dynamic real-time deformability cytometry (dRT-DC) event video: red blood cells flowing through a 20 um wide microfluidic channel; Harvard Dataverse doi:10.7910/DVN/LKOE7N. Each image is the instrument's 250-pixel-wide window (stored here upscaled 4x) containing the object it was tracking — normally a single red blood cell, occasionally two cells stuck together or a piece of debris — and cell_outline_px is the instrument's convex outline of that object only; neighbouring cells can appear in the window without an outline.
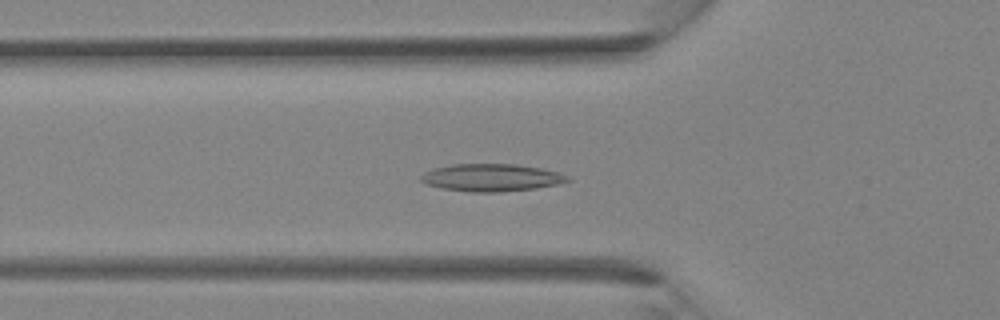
{"species": "Egyptian fruit bat (a non-hibernating species)", "species_latin": "Rousettus aegyptiacus", "temperature_condition": "room temperature", "stored_images_in_passage": 37, "camera_frame_rate_fps": 3000, "um_per_image_px": 0.085, "animal": {"sex": "female"}, "frame": {"image": 1, "passage_image": 13, "time_ms": 4.0, "image_size_px": [1000, 320], "cell_outline_px": [[572, 180], [556, 184], [536, 188], [500, 192], [472, 192], [440, 188], [424, 184], [420, 180], [420, 176], [424, 172], [436, 168], [452, 164], [516, 164], [540, 168], [556, 172], [568, 176]], "centroid_in_image_um": [41.73, 15.1], "position_along_channel_um": 84.1, "area_um2": 23.41}}
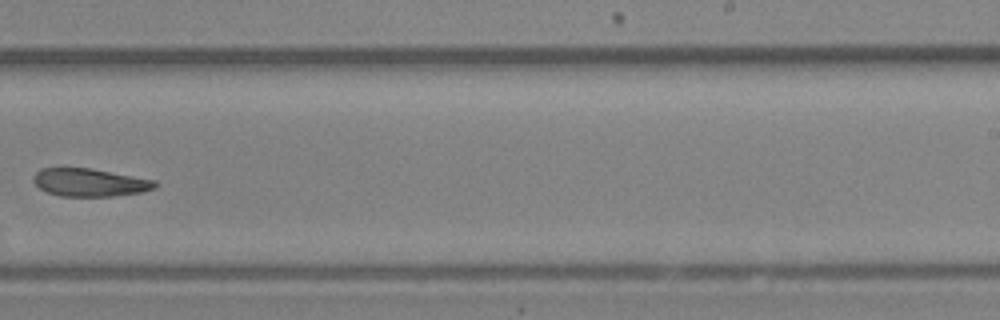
{"frame": {"image": 2, "passage_image": 24, "time_ms": 7.667, "image_size_px": [1000, 320], "cell_outline_px": [[156, 188], [144, 192], [112, 196], [60, 196], [48, 192], [40, 188], [32, 180], [32, 176], [40, 168], [60, 164], [92, 168], [156, 180]], "centroid_in_image_um": [7.56, 15.45], "position_along_channel_um": 281.4, "area_um2": 20.63}}
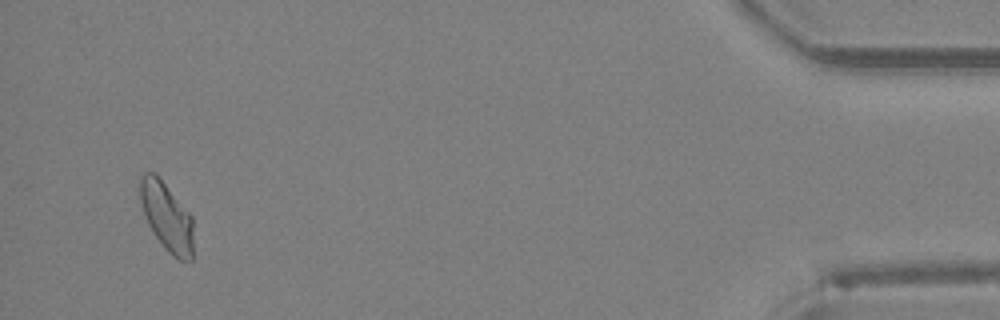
{"frame": {"image": 3, "passage_image": 36, "time_ms": 11.667, "image_size_px": [1000, 320], "cell_outline_px": [[192, 260], [180, 260], [172, 256], [164, 248], [152, 232], [148, 224], [140, 204], [140, 176], [144, 172], [152, 172], [164, 184], [192, 216]], "centroid_in_image_um": [14.15, 18.45], "position_along_channel_um": 421.1, "area_um2": 20.92}}